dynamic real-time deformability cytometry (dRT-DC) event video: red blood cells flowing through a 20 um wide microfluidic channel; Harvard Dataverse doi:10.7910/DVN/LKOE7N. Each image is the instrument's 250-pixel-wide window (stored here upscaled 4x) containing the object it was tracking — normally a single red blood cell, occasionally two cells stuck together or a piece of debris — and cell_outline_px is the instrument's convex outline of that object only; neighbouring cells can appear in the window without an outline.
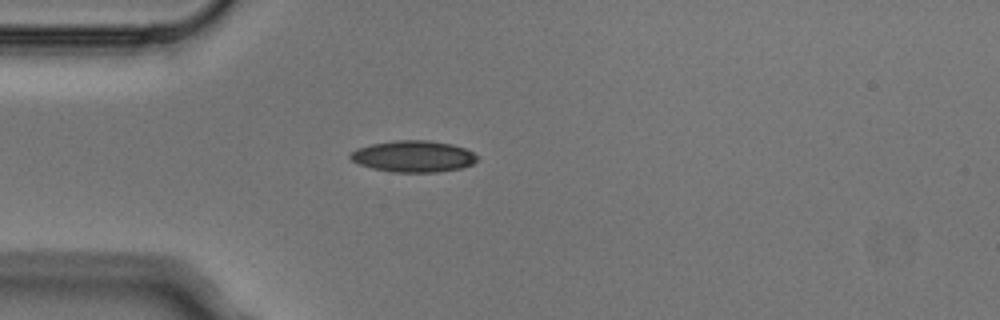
{"species": "Egyptian fruit bat (a non-hibernating species)", "species_latin": "Rousettus aegyptiacus", "temperature_condition": "cold", "stored_images_in_passage": 4, "camera_frame_rate_fps": 3000, "um_per_image_px": 0.085, "animal": {"sex": "male"}, "frame": {"image": 1, "passage_image": 4, "time_ms": 1.0, "image_size_px": [1000, 320], "cell_outline_px": [[480, 160], [472, 164], [460, 168], [440, 172], [392, 172], [372, 168], [360, 164], [352, 160], [348, 156], [348, 152], [356, 148], [372, 144], [396, 140], [428, 140], [452, 144], [464, 148], [480, 156]], "centroid_in_image_um": [35.15, 13.29], "position_along_channel_um": 49.9, "area_um2": 23.47}}